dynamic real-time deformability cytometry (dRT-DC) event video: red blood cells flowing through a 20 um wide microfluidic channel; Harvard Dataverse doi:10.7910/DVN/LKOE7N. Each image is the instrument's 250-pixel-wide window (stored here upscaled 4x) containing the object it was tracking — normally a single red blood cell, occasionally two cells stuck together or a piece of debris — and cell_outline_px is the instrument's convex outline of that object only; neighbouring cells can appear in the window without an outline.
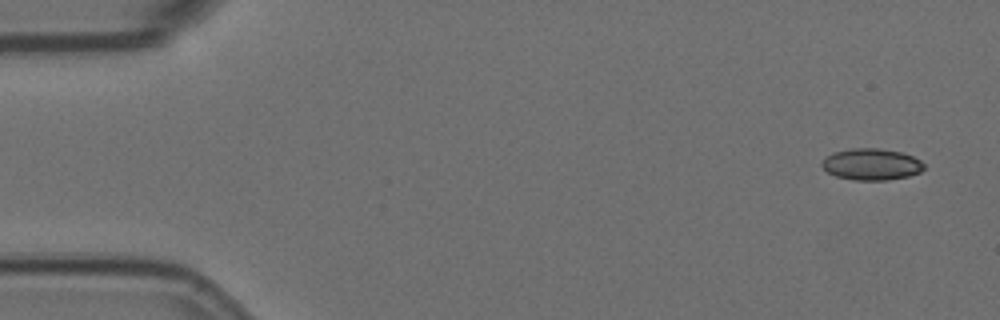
{"species": "Egyptian fruit bat (a non-hibernating species)", "species_latin": "Rousettus aegyptiacus", "temperature_condition": "room temperature", "stored_images_in_passage": 4, "camera_frame_rate_fps": 3000, "um_per_image_px": 0.085, "animal": {"sex": "female"}, "frame": {"image": 1, "passage_image": 1, "time_ms": 0.0, "image_size_px": [1000, 320], "cell_outline_px": [[924, 168], [920, 172], [908, 176], [888, 180], [852, 180], [836, 176], [828, 172], [820, 164], [828, 156], [836, 152], [852, 148], [880, 148], [904, 152], [920, 160], [924, 164]], "centroid_in_image_um": [74.11, 13.96], "position_along_channel_um": 10.9, "area_um2": 18.73}}
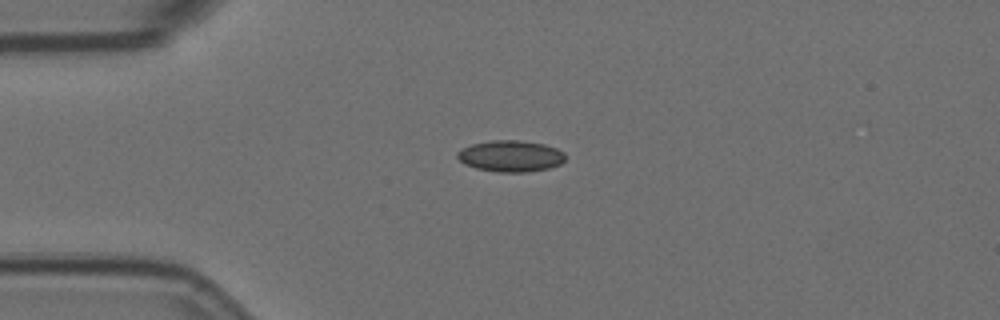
{"frame": {"image": 2, "passage_image": 3, "time_ms": 0.667, "image_size_px": [1000, 320], "cell_outline_px": [[564, 160], [560, 164], [548, 168], [528, 172], [500, 172], [476, 168], [464, 164], [456, 156], [456, 152], [460, 148], [472, 144], [492, 140], [524, 140], [544, 144], [556, 148], [564, 152]], "centroid_in_image_um": [43.38, 13.25], "position_along_channel_um": 41.6, "area_um2": 19.83}}